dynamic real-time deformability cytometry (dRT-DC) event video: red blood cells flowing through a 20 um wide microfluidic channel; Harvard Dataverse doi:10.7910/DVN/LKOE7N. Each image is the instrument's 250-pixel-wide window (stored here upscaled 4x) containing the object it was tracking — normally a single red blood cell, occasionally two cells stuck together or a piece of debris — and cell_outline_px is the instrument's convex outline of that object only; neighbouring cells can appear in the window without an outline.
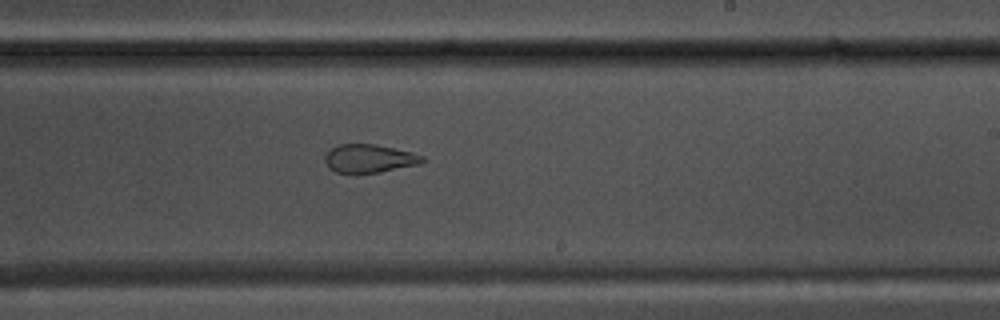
{"species": "common noctule bat (a hibernating species)", "species_latin": "Nyctalus noctula", "temperature_condition": "warm", "stored_images_in_passage": 42, "camera_frame_rate_fps": 3000, "um_per_image_px": 0.085, "animal": {"sex": "male", "body_mass_g": 17.5, "forearm_length_mm": 52.3}, "frame": {"image": 1, "passage_image": 22, "time_ms": 7.0, "image_size_px": [1000, 320], "cell_outline_px": [[424, 160], [420, 164], [380, 172], [336, 172], [328, 168], [324, 160], [324, 156], [332, 148], [340, 144], [376, 144], [412, 152], [424, 156]], "centroid_in_image_um": [31.39, 13.46], "position_along_channel_um": 257.6, "area_um2": 15.95}}
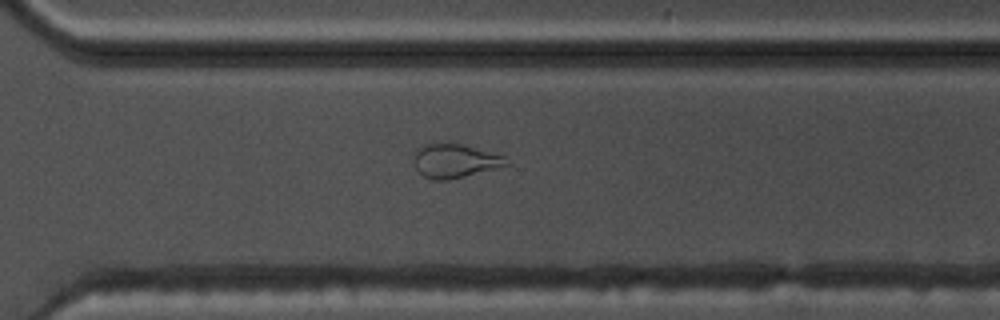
{"frame": {"image": 2, "passage_image": 28, "time_ms": 9.0, "image_size_px": [1000, 320], "cell_outline_px": [[512, 164], [448, 180], [432, 180], [424, 176], [416, 168], [412, 160], [416, 152], [424, 144], [440, 140], [464, 144], [504, 156]], "centroid_in_image_um": [38.64, 13.63], "position_along_channel_um": 332.0, "area_um2": 18.61}}
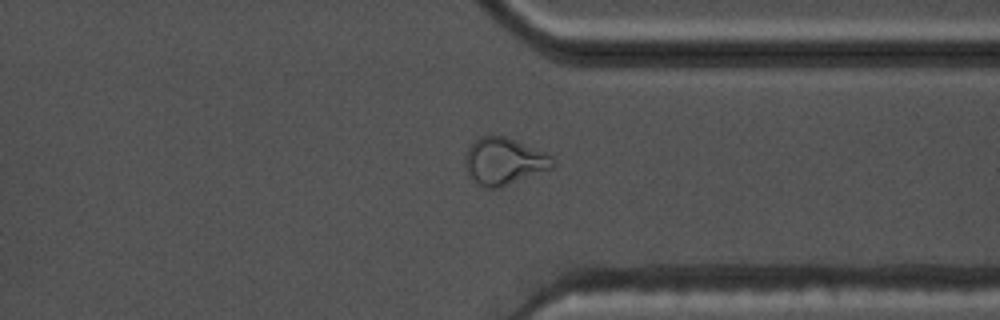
{"frame": {"image": 3, "passage_image": 31, "time_ms": 10.0, "image_size_px": [1000, 320], "cell_outline_px": [[556, 164], [552, 168], [500, 188], [484, 188], [476, 184], [464, 164], [464, 160], [468, 148], [480, 136], [504, 136], [548, 152], [556, 160]], "centroid_in_image_um": [42.88, 13.71], "position_along_channel_um": 368.5, "area_um2": 24.1}}